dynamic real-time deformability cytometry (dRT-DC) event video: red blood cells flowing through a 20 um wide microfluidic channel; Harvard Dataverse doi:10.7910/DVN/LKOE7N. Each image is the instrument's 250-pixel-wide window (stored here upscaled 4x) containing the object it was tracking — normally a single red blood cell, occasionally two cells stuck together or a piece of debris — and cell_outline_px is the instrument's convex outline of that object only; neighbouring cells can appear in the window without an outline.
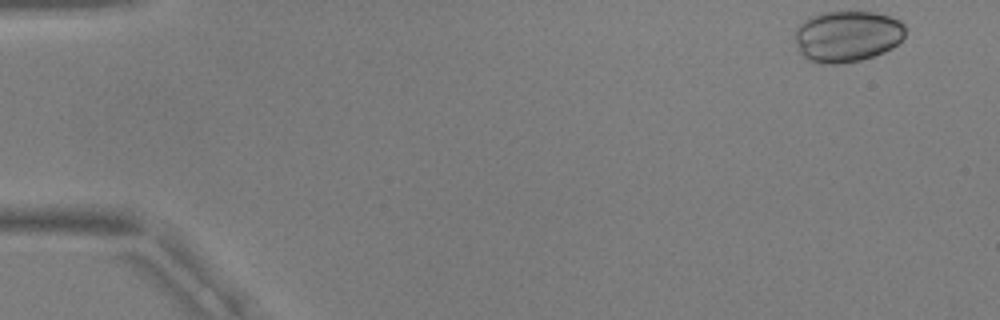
{"species": "common noctule bat (a hibernating species)", "species_latin": "Nyctalus noctula", "temperature_condition": "warm", "stored_images_in_passage": 52, "camera_frame_rate_fps": 3000, "um_per_image_px": 0.085, "animal": {"sex": "male", "body_mass_g": 17.9, "forearm_length_mm": 54.2}, "frame": {"image": 1, "passage_image": 1, "time_ms": 0.0, "image_size_px": [1000, 320], "cell_outline_px": [[904, 36], [892, 48], [884, 52], [860, 60], [840, 64], [820, 64], [808, 60], [800, 52], [796, 44], [796, 28], [804, 20], [812, 16], [824, 12], [876, 12], [892, 16], [900, 20], [904, 24]], "centroid_in_image_um": [72.02, 3.08], "position_along_channel_um": 13.0, "area_um2": 33.0}}
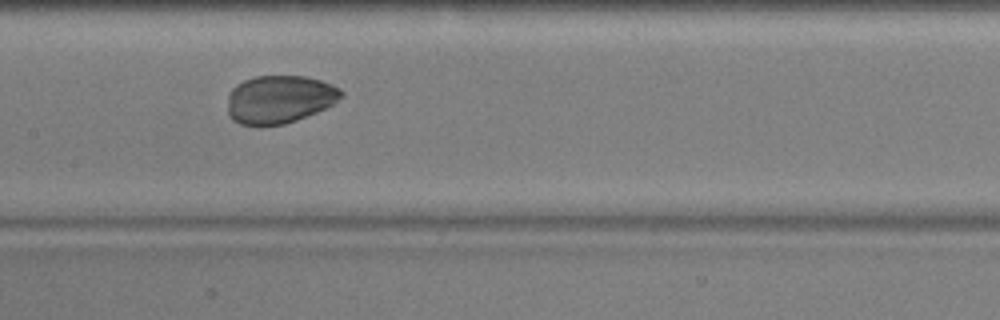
{"frame": {"image": 2, "passage_image": 25, "time_ms": 8.0, "image_size_px": [1000, 320], "cell_outline_px": [[344, 96], [332, 104], [316, 112], [296, 120], [284, 124], [260, 128], [240, 124], [232, 120], [228, 116], [228, 92], [236, 84], [244, 80], [256, 76], [308, 76], [332, 84], [340, 88], [344, 92]], "centroid_in_image_um": [23.72, 8.46], "position_along_channel_um": 183.7, "area_um2": 32.43}}
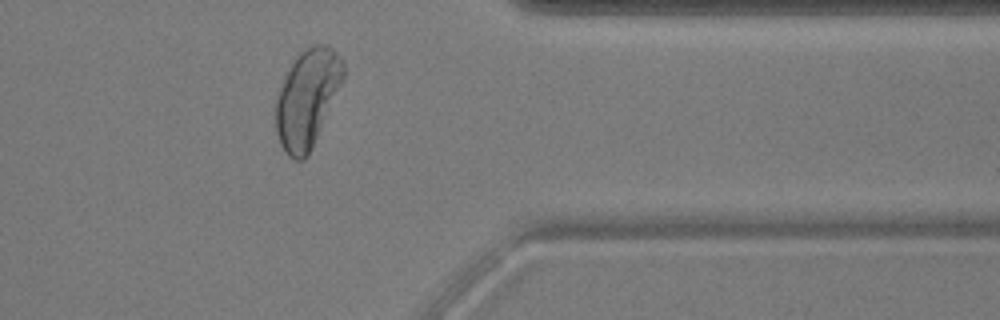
{"frame": {"image": 3, "passage_image": 42, "time_ms": 13.667, "image_size_px": [1000, 320], "cell_outline_px": [[344, 80], [308, 156], [304, 160], [296, 160], [288, 156], [284, 152], [280, 144], [276, 132], [276, 100], [280, 88], [296, 56], [300, 52], [316, 44], [328, 44], [336, 52], [344, 64]], "centroid_in_image_um": [26.13, 8.38], "position_along_channel_um": 385.3, "area_um2": 38.26}}